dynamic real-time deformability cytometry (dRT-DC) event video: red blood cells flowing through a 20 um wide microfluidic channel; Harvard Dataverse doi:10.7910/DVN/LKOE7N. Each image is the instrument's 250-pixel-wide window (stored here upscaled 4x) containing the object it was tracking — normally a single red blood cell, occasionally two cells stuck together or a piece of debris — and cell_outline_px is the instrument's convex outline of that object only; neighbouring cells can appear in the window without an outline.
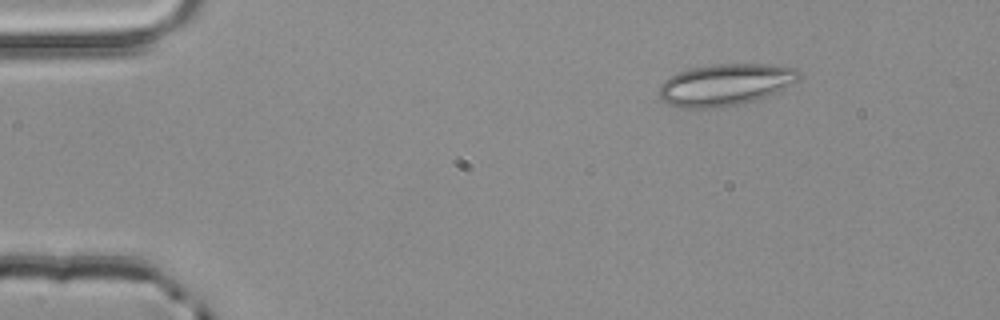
{"species": "common noctule bat (a hibernating species)", "species_latin": "Nyctalus noctula", "temperature_condition": "room temperature", "stored_images_in_passage": 4, "camera_frame_rate_fps": 3000, "um_per_image_px": 0.085, "animal": {"sex": "male", "body_mass_g": 20.4}, "frame": {"image": 1, "passage_image": 1, "time_ms": 0.0, "image_size_px": [1000, 320], "cell_outline_px": [[800, 80], [780, 92], [756, 100], [740, 104], [716, 108], [684, 108], [668, 104], [660, 96], [660, 84], [664, 80], [680, 72], [692, 68], [712, 64], [764, 64], [796, 68], [800, 72]], "centroid_in_image_um": [61.72, 7.2], "position_along_channel_um": 23.3, "area_um2": 34.16}}
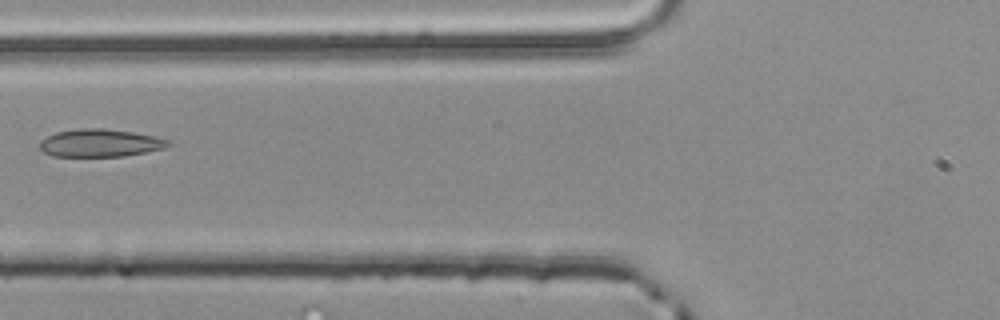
{"frame": {"image": 2, "passage_image": 4, "time_ms": 1.0, "image_size_px": [1000, 320], "cell_outline_px": [[172, 144], [164, 148], [124, 156], [52, 156], [44, 152], [40, 148], [40, 140], [56, 132], [80, 128], [104, 128], [132, 132], [172, 140]], "centroid_in_image_um": [8.51, 12.15], "position_along_channel_um": 117.3, "area_um2": 20.69}}